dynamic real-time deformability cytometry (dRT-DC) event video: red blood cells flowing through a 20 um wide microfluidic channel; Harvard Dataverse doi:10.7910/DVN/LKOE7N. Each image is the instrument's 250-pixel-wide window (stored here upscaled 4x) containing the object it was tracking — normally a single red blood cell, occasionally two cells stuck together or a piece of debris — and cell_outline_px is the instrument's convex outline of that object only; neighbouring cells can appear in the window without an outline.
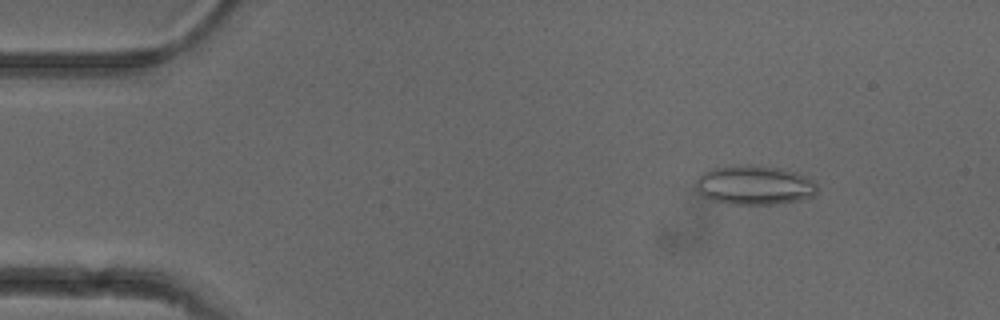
{"species": "common noctule bat (a hibernating species)", "species_latin": "Nyctalus noctula", "temperature_condition": "cold", "stored_images_in_passage": 51, "camera_frame_rate_fps": 3000, "um_per_image_px": 0.085, "animal": {"sex": "female"}, "frame": {"image": 1, "passage_image": 6, "time_ms": 1.667, "image_size_px": [1000, 320], "cell_outline_px": [[816, 192], [812, 196], [800, 200], [776, 204], [728, 204], [712, 200], [704, 196], [696, 188], [696, 180], [704, 172], [712, 168], [748, 164], [780, 168], [796, 172], [812, 180], [816, 184]], "centroid_in_image_um": [64.12, 15.74], "position_along_channel_um": 20.9, "area_um2": 27.63}}
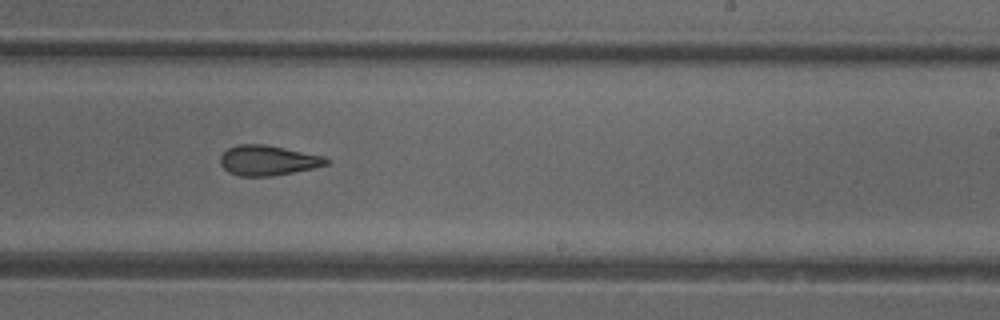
{"frame": {"image": 2, "passage_image": 31, "time_ms": 10.0, "image_size_px": [1000, 320], "cell_outline_px": [[328, 164], [312, 168], [272, 176], [240, 176], [228, 172], [220, 164], [220, 156], [228, 148], [236, 144], [264, 144], [324, 156], [328, 160]], "centroid_in_image_um": [22.73, 13.63], "position_along_channel_um": 266.3, "area_um2": 18.44}}
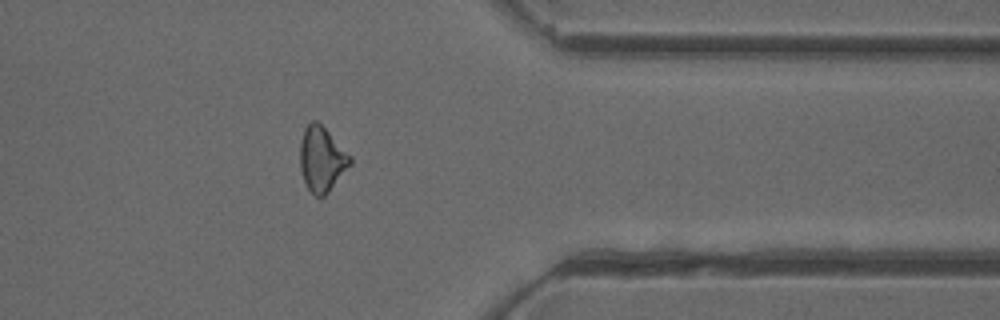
{"frame": {"image": 3, "passage_image": 41, "time_ms": 13.333, "image_size_px": [1000, 320], "cell_outline_px": [[352, 164], [328, 192], [324, 196], [316, 196], [308, 188], [304, 180], [300, 168], [300, 140], [304, 128], [312, 120], [316, 120], [352, 156]], "centroid_in_image_um": [27.35, 13.52], "position_along_channel_um": 384.0, "area_um2": 18.84}, "authors_computed_cell_mechanics": {"area_um2": 19.2474, "velocity_mm_per_s": 3.9419, "shape_relaxation_time_tau1_ms": null, "shape_relaxation_time_tau2_ms": 4.9889, "deformation_change_tau1": null, "deformation_change_tau2": 0.1489}}